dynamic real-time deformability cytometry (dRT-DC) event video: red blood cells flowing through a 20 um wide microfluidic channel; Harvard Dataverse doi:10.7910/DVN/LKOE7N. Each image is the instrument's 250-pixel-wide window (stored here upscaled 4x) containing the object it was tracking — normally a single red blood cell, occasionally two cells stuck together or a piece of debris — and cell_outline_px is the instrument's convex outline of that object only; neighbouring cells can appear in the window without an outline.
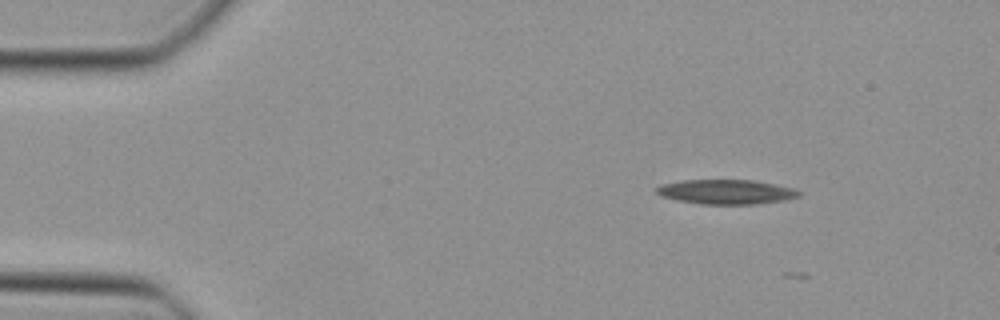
{"species": "Egyptian fruit bat (a non-hibernating species)", "species_latin": "Rousettus aegyptiacus", "temperature_condition": "cold", "stored_images_in_passage": 8, "camera_frame_rate_fps": 3000, "um_per_image_px": 0.085, "animal": {"sex": "female"}, "frame": {"image": 1, "passage_image": 6, "time_ms": 1.667, "image_size_px": [1000, 320], "cell_outline_px": [[800, 196], [784, 200], [752, 204], [700, 204], [676, 200], [660, 196], [656, 192], [656, 188], [660, 184], [680, 180], [752, 180], [792, 188], [800, 192]], "centroid_in_image_um": [61.64, 16.31], "position_along_channel_um": 23.4, "area_um2": 20.29}}